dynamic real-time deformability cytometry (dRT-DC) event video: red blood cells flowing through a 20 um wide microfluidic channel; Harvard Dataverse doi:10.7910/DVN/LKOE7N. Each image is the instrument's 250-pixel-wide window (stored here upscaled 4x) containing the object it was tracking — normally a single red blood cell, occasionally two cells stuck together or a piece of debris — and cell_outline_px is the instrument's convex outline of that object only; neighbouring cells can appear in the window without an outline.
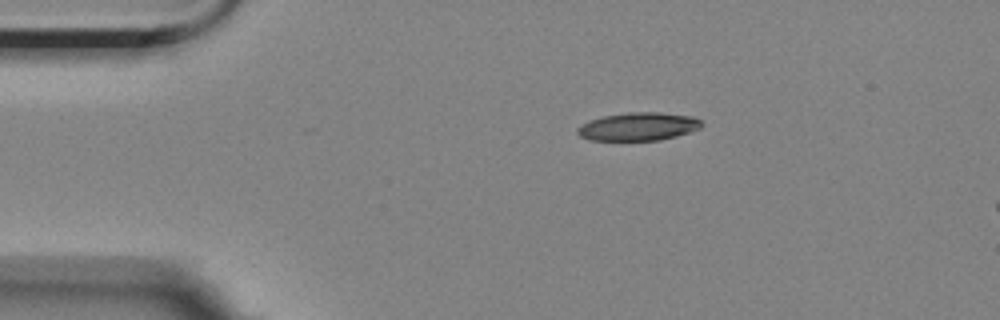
{"species": "Egyptian fruit bat (a non-hibernating species)", "species_latin": "Rousettus aegyptiacus", "temperature_condition": "room temperature", "stored_images_in_passage": 3, "camera_frame_rate_fps": 3000, "um_per_image_px": 0.085, "animal": {"sex": "female"}, "frame": {"image": 1, "passage_image": 1, "time_ms": 0.0, "image_size_px": [1000, 320], "cell_outline_px": [[704, 124], [700, 128], [676, 136], [660, 140], [588, 140], [580, 136], [576, 132], [576, 128], [592, 120], [604, 116], [628, 112], [660, 112], [692, 116], [700, 120]], "centroid_in_image_um": [54.27, 10.75], "position_along_channel_um": 30.7, "area_um2": 20.23}}